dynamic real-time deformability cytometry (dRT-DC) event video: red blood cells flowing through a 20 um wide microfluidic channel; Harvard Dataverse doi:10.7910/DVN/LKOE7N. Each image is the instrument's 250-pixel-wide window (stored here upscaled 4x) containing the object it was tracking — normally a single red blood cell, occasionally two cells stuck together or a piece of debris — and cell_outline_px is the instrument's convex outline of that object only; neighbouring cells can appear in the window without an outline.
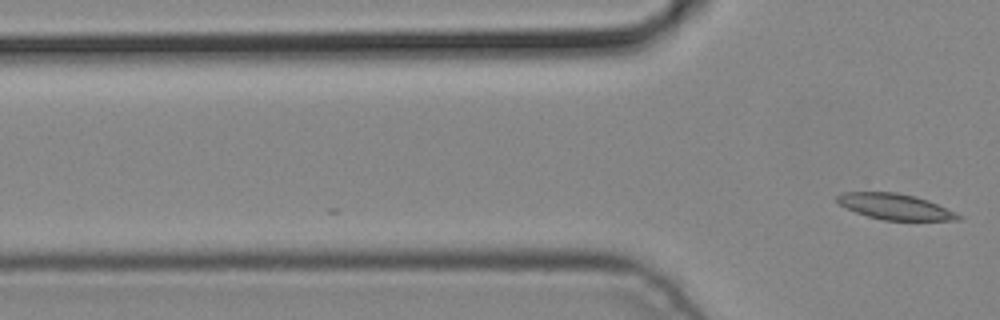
{"species": "common noctule bat (a hibernating species)", "species_latin": "Nyctalus noctula", "temperature_condition": "cold", "stored_images_in_passage": 4, "camera_frame_rate_fps": 3000, "um_per_image_px": 0.085, "animal": {"sex": "male", "body_mass_g": 19.2, "forearm_length_mm": 51.8}, "frame": {"image": 1, "passage_image": 4, "time_ms": 1.0, "image_size_px": [1000, 320], "cell_outline_px": [[960, 220], [884, 220], [868, 216], [844, 208], [836, 200], [836, 196], [840, 192], [896, 192], [916, 196], [928, 200], [956, 212], [960, 216]], "centroid_in_image_um": [76.05, 17.55], "position_along_channel_um": 49.8, "area_um2": 18.21}}